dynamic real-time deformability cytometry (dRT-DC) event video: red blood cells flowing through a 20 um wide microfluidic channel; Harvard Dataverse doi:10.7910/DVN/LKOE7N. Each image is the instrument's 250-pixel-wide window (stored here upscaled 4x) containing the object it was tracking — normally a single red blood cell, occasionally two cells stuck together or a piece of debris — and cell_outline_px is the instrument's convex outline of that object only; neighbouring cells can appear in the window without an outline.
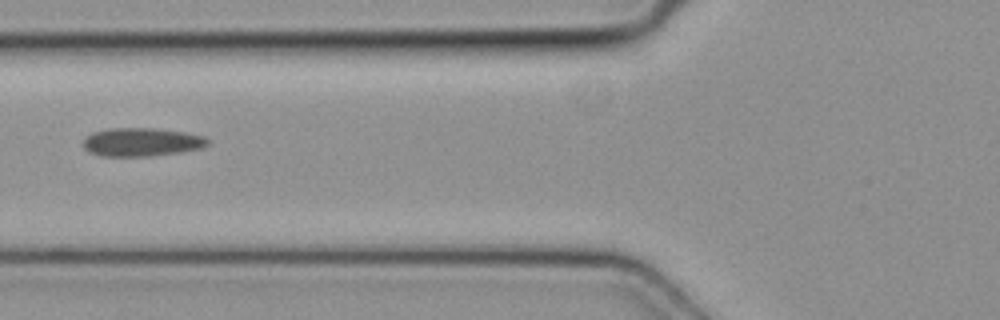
{"species": "common noctule bat (a hibernating species)", "species_latin": "Nyctalus noctula", "temperature_condition": "cold", "stored_images_in_passage": 5, "camera_frame_rate_fps": 3000, "um_per_image_px": 0.085, "animal": {"sex": "female", "body_mass_g": 19.3, "forearm_length_mm": 54.1}, "frame": {"image": 1, "passage_image": 4, "time_ms": 1.0, "image_size_px": [1000, 320], "cell_outline_px": [[208, 144], [200, 148], [176, 152], [148, 156], [104, 156], [88, 152], [84, 148], [84, 140], [92, 132], [108, 128], [152, 128], [184, 132], [204, 136], [208, 140]], "centroid_in_image_um": [12.0, 12.07], "position_along_channel_um": 113.8, "area_um2": 20.35}}
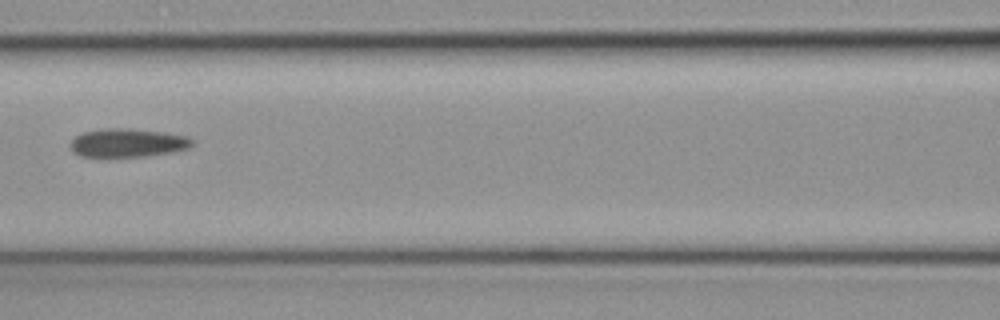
{"frame": {"image": 2, "passage_image": 5, "time_ms": 1.333, "image_size_px": [1000, 320], "cell_outline_px": [[192, 144], [188, 148], [172, 152], [144, 156], [108, 160], [104, 160], [80, 156], [72, 152], [68, 144], [76, 136], [84, 132], [104, 128], [128, 128], [164, 132], [184, 136], [192, 140]], "centroid_in_image_um": [10.73, 12.19], "position_along_channel_um": 155.9, "area_um2": 21.04}}